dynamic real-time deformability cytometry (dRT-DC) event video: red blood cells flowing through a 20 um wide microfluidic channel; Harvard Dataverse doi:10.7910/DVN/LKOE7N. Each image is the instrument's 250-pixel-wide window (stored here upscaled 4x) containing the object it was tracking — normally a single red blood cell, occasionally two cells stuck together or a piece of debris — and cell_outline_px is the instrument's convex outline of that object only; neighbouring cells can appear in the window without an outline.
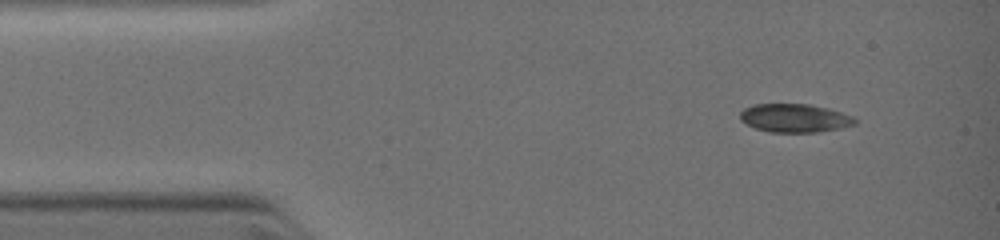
{"species": "common noctule bat (a hibernating species)", "species_latin": "Nyctalus noctula", "temperature_condition": "warm", "stored_images_in_passage": 4, "camera_frame_rate_fps": 3000, "um_per_image_px": 0.085, "animal": {"sex": "female", "body_mass_g": 19.0, "forearm_length_mm": 51.5}, "frame": {"image": 1, "passage_image": 1, "time_ms": 0.0, "image_size_px": [1000, 240], "cell_outline_px": [[856, 120], [852, 124], [836, 128], [812, 132], [772, 132], [756, 128], [740, 120], [740, 112], [744, 108], [756, 104], [808, 104], [828, 108], [840, 112]], "centroid_in_image_um": [67.46, 10.02], "position_along_channel_um": 17.5, "area_um2": 18.44}}
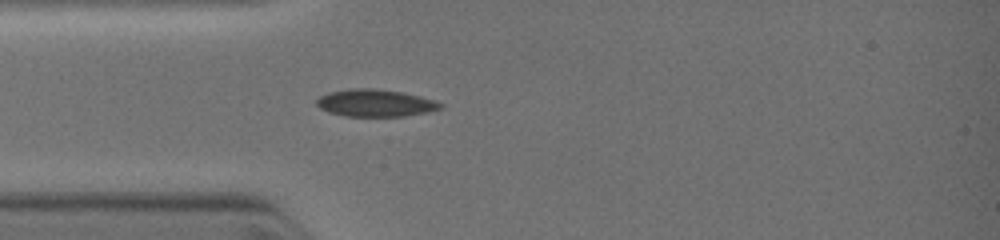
{"frame": {"image": 2, "passage_image": 4, "time_ms": 2.0, "image_size_px": [1000, 240], "cell_outline_px": [[444, 104], [440, 108], [424, 112], [404, 116], [348, 116], [328, 112], [320, 108], [316, 104], [316, 100], [320, 96], [328, 92], [348, 88], [372, 88], [404, 92], [420, 96]], "centroid_in_image_um": [31.85, 8.74], "position_along_channel_um": 53.2, "area_um2": 19.54}}